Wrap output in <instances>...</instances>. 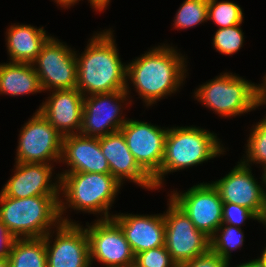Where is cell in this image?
Here are the masks:
<instances>
[{
  "label": "cell",
  "mask_w": 266,
  "mask_h": 267,
  "mask_svg": "<svg viewBox=\"0 0 266 267\" xmlns=\"http://www.w3.org/2000/svg\"><path fill=\"white\" fill-rule=\"evenodd\" d=\"M217 134L196 126L168 128L159 174L153 179L158 190L169 173L197 166L226 152Z\"/></svg>",
  "instance_id": "277c9868"
},
{
  "label": "cell",
  "mask_w": 266,
  "mask_h": 267,
  "mask_svg": "<svg viewBox=\"0 0 266 267\" xmlns=\"http://www.w3.org/2000/svg\"><path fill=\"white\" fill-rule=\"evenodd\" d=\"M8 260L10 267H47L44 237L15 238Z\"/></svg>",
  "instance_id": "603a6c76"
},
{
  "label": "cell",
  "mask_w": 266,
  "mask_h": 267,
  "mask_svg": "<svg viewBox=\"0 0 266 267\" xmlns=\"http://www.w3.org/2000/svg\"><path fill=\"white\" fill-rule=\"evenodd\" d=\"M43 91L75 89L77 84L76 51L51 36L32 63Z\"/></svg>",
  "instance_id": "9c48e42d"
},
{
  "label": "cell",
  "mask_w": 266,
  "mask_h": 267,
  "mask_svg": "<svg viewBox=\"0 0 266 267\" xmlns=\"http://www.w3.org/2000/svg\"><path fill=\"white\" fill-rule=\"evenodd\" d=\"M62 140L63 136L37 110L20 129L15 162L60 163Z\"/></svg>",
  "instance_id": "ba28073f"
},
{
  "label": "cell",
  "mask_w": 266,
  "mask_h": 267,
  "mask_svg": "<svg viewBox=\"0 0 266 267\" xmlns=\"http://www.w3.org/2000/svg\"><path fill=\"white\" fill-rule=\"evenodd\" d=\"M165 222V247L177 266L210 250V238L197 230L190 218L169 197Z\"/></svg>",
  "instance_id": "52a82bcc"
},
{
  "label": "cell",
  "mask_w": 266,
  "mask_h": 267,
  "mask_svg": "<svg viewBox=\"0 0 266 267\" xmlns=\"http://www.w3.org/2000/svg\"><path fill=\"white\" fill-rule=\"evenodd\" d=\"M90 3V6L96 11V12H102L109 6V3L111 0H88Z\"/></svg>",
  "instance_id": "d6a6232c"
},
{
  "label": "cell",
  "mask_w": 266,
  "mask_h": 267,
  "mask_svg": "<svg viewBox=\"0 0 266 267\" xmlns=\"http://www.w3.org/2000/svg\"><path fill=\"white\" fill-rule=\"evenodd\" d=\"M243 232L236 226L222 224L210 238V250L226 261L231 260V252L242 248L245 242Z\"/></svg>",
  "instance_id": "cb8c5ba5"
},
{
  "label": "cell",
  "mask_w": 266,
  "mask_h": 267,
  "mask_svg": "<svg viewBox=\"0 0 266 267\" xmlns=\"http://www.w3.org/2000/svg\"><path fill=\"white\" fill-rule=\"evenodd\" d=\"M264 172V177H265V182H266V168L263 170Z\"/></svg>",
  "instance_id": "f35d334b"
},
{
  "label": "cell",
  "mask_w": 266,
  "mask_h": 267,
  "mask_svg": "<svg viewBox=\"0 0 266 267\" xmlns=\"http://www.w3.org/2000/svg\"><path fill=\"white\" fill-rule=\"evenodd\" d=\"M244 32L241 24L228 28H218L213 36V47L220 54H236L243 47Z\"/></svg>",
  "instance_id": "83f0119b"
},
{
  "label": "cell",
  "mask_w": 266,
  "mask_h": 267,
  "mask_svg": "<svg viewBox=\"0 0 266 267\" xmlns=\"http://www.w3.org/2000/svg\"><path fill=\"white\" fill-rule=\"evenodd\" d=\"M169 197L190 218L195 228L211 238L222 225L223 201L211 183H199L187 191H171Z\"/></svg>",
  "instance_id": "7c38bea8"
},
{
  "label": "cell",
  "mask_w": 266,
  "mask_h": 267,
  "mask_svg": "<svg viewBox=\"0 0 266 267\" xmlns=\"http://www.w3.org/2000/svg\"><path fill=\"white\" fill-rule=\"evenodd\" d=\"M120 131L139 166L154 179L160 172L168 127L129 119Z\"/></svg>",
  "instance_id": "9a60e30c"
},
{
  "label": "cell",
  "mask_w": 266,
  "mask_h": 267,
  "mask_svg": "<svg viewBox=\"0 0 266 267\" xmlns=\"http://www.w3.org/2000/svg\"><path fill=\"white\" fill-rule=\"evenodd\" d=\"M60 162L69 169L58 174L66 173H110L107 159L102 154L99 138L81 134L67 135L62 140ZM70 166V167H69Z\"/></svg>",
  "instance_id": "d6986e66"
},
{
  "label": "cell",
  "mask_w": 266,
  "mask_h": 267,
  "mask_svg": "<svg viewBox=\"0 0 266 267\" xmlns=\"http://www.w3.org/2000/svg\"><path fill=\"white\" fill-rule=\"evenodd\" d=\"M258 260L262 267H266V247L263 249L261 256L258 257Z\"/></svg>",
  "instance_id": "8d00e7d4"
},
{
  "label": "cell",
  "mask_w": 266,
  "mask_h": 267,
  "mask_svg": "<svg viewBox=\"0 0 266 267\" xmlns=\"http://www.w3.org/2000/svg\"><path fill=\"white\" fill-rule=\"evenodd\" d=\"M251 128L249 139L245 144L246 155L241 161L247 166L252 165V163L259 164L264 170L266 168V121L262 119L253 124Z\"/></svg>",
  "instance_id": "484cf974"
},
{
  "label": "cell",
  "mask_w": 266,
  "mask_h": 267,
  "mask_svg": "<svg viewBox=\"0 0 266 267\" xmlns=\"http://www.w3.org/2000/svg\"><path fill=\"white\" fill-rule=\"evenodd\" d=\"M0 267H10L8 258H0Z\"/></svg>",
  "instance_id": "74e56055"
},
{
  "label": "cell",
  "mask_w": 266,
  "mask_h": 267,
  "mask_svg": "<svg viewBox=\"0 0 266 267\" xmlns=\"http://www.w3.org/2000/svg\"><path fill=\"white\" fill-rule=\"evenodd\" d=\"M43 92L39 76L30 63L0 64V95L24 96Z\"/></svg>",
  "instance_id": "7402d4cb"
},
{
  "label": "cell",
  "mask_w": 266,
  "mask_h": 267,
  "mask_svg": "<svg viewBox=\"0 0 266 267\" xmlns=\"http://www.w3.org/2000/svg\"><path fill=\"white\" fill-rule=\"evenodd\" d=\"M50 94L39 106L40 113L63 137L79 134L82 126L83 94L77 88L54 90Z\"/></svg>",
  "instance_id": "ac0fdd59"
},
{
  "label": "cell",
  "mask_w": 266,
  "mask_h": 267,
  "mask_svg": "<svg viewBox=\"0 0 266 267\" xmlns=\"http://www.w3.org/2000/svg\"><path fill=\"white\" fill-rule=\"evenodd\" d=\"M44 241L47 267H92L87 233L75 220L73 223L61 222L44 237Z\"/></svg>",
  "instance_id": "5bb4252c"
},
{
  "label": "cell",
  "mask_w": 266,
  "mask_h": 267,
  "mask_svg": "<svg viewBox=\"0 0 266 267\" xmlns=\"http://www.w3.org/2000/svg\"><path fill=\"white\" fill-rule=\"evenodd\" d=\"M115 41L110 28L94 33L84 52L76 51V88L84 97L126 90L127 64L122 63Z\"/></svg>",
  "instance_id": "7a4b0ae2"
},
{
  "label": "cell",
  "mask_w": 266,
  "mask_h": 267,
  "mask_svg": "<svg viewBox=\"0 0 266 267\" xmlns=\"http://www.w3.org/2000/svg\"><path fill=\"white\" fill-rule=\"evenodd\" d=\"M227 262L228 261L222 259L218 254L209 250L207 253L195 257L178 267H226Z\"/></svg>",
  "instance_id": "4dcf8cb0"
},
{
  "label": "cell",
  "mask_w": 266,
  "mask_h": 267,
  "mask_svg": "<svg viewBox=\"0 0 266 267\" xmlns=\"http://www.w3.org/2000/svg\"><path fill=\"white\" fill-rule=\"evenodd\" d=\"M260 184L252 175L251 166L241 160L224 177L212 181L223 203H232L252 210L264 223L266 215V182L262 172ZM264 187V188H263Z\"/></svg>",
  "instance_id": "4fadbf2b"
},
{
  "label": "cell",
  "mask_w": 266,
  "mask_h": 267,
  "mask_svg": "<svg viewBox=\"0 0 266 267\" xmlns=\"http://www.w3.org/2000/svg\"><path fill=\"white\" fill-rule=\"evenodd\" d=\"M112 218L119 224L133 253L139 254L152 248L165 246L163 214L134 215L116 213Z\"/></svg>",
  "instance_id": "ffe728a7"
},
{
  "label": "cell",
  "mask_w": 266,
  "mask_h": 267,
  "mask_svg": "<svg viewBox=\"0 0 266 267\" xmlns=\"http://www.w3.org/2000/svg\"><path fill=\"white\" fill-rule=\"evenodd\" d=\"M99 143L110 167V174L122 185L126 180L148 191L156 190L153 179L139 166L121 131L99 137Z\"/></svg>",
  "instance_id": "e0dca14e"
},
{
  "label": "cell",
  "mask_w": 266,
  "mask_h": 267,
  "mask_svg": "<svg viewBox=\"0 0 266 267\" xmlns=\"http://www.w3.org/2000/svg\"><path fill=\"white\" fill-rule=\"evenodd\" d=\"M229 265H230V262L228 261L226 267H230ZM234 267H262V266L257 258V259H252V261L250 260L245 263L244 262L240 263L237 266L235 265Z\"/></svg>",
  "instance_id": "e575fe53"
},
{
  "label": "cell",
  "mask_w": 266,
  "mask_h": 267,
  "mask_svg": "<svg viewBox=\"0 0 266 267\" xmlns=\"http://www.w3.org/2000/svg\"><path fill=\"white\" fill-rule=\"evenodd\" d=\"M133 267H178L165 246L152 248L135 255Z\"/></svg>",
  "instance_id": "f1b7e54d"
},
{
  "label": "cell",
  "mask_w": 266,
  "mask_h": 267,
  "mask_svg": "<svg viewBox=\"0 0 266 267\" xmlns=\"http://www.w3.org/2000/svg\"><path fill=\"white\" fill-rule=\"evenodd\" d=\"M251 219L263 224L262 220L252 210L232 203H223L222 224L241 228L246 223V220Z\"/></svg>",
  "instance_id": "f546056e"
},
{
  "label": "cell",
  "mask_w": 266,
  "mask_h": 267,
  "mask_svg": "<svg viewBox=\"0 0 266 267\" xmlns=\"http://www.w3.org/2000/svg\"><path fill=\"white\" fill-rule=\"evenodd\" d=\"M42 27L15 24L6 31V48L10 62L32 64L42 49L43 45L51 37Z\"/></svg>",
  "instance_id": "44dd1931"
},
{
  "label": "cell",
  "mask_w": 266,
  "mask_h": 267,
  "mask_svg": "<svg viewBox=\"0 0 266 267\" xmlns=\"http://www.w3.org/2000/svg\"><path fill=\"white\" fill-rule=\"evenodd\" d=\"M60 176L59 215L61 222L73 223L64 215L67 208L98 214L100 219L112 218L109 210L122 184L110 173H66ZM63 195V196H62ZM64 197V199H63ZM62 198V199H61Z\"/></svg>",
  "instance_id": "3957f363"
},
{
  "label": "cell",
  "mask_w": 266,
  "mask_h": 267,
  "mask_svg": "<svg viewBox=\"0 0 266 267\" xmlns=\"http://www.w3.org/2000/svg\"><path fill=\"white\" fill-rule=\"evenodd\" d=\"M266 105V84L261 88L257 97V107ZM266 121V115L263 118Z\"/></svg>",
  "instance_id": "836d02e7"
},
{
  "label": "cell",
  "mask_w": 266,
  "mask_h": 267,
  "mask_svg": "<svg viewBox=\"0 0 266 267\" xmlns=\"http://www.w3.org/2000/svg\"><path fill=\"white\" fill-rule=\"evenodd\" d=\"M184 56L168 43L149 49L127 64L126 92L130 93L131 81L147 108L163 97L175 94L188 76Z\"/></svg>",
  "instance_id": "6da1fadb"
},
{
  "label": "cell",
  "mask_w": 266,
  "mask_h": 267,
  "mask_svg": "<svg viewBox=\"0 0 266 267\" xmlns=\"http://www.w3.org/2000/svg\"><path fill=\"white\" fill-rule=\"evenodd\" d=\"M130 97L126 90L85 96L79 134L99 138L120 131L128 120L121 115L123 104L132 105Z\"/></svg>",
  "instance_id": "30bf717a"
},
{
  "label": "cell",
  "mask_w": 266,
  "mask_h": 267,
  "mask_svg": "<svg viewBox=\"0 0 266 267\" xmlns=\"http://www.w3.org/2000/svg\"><path fill=\"white\" fill-rule=\"evenodd\" d=\"M59 199L60 196L18 199L0 192V220L14 238L45 237L61 223Z\"/></svg>",
  "instance_id": "5b68a950"
},
{
  "label": "cell",
  "mask_w": 266,
  "mask_h": 267,
  "mask_svg": "<svg viewBox=\"0 0 266 267\" xmlns=\"http://www.w3.org/2000/svg\"><path fill=\"white\" fill-rule=\"evenodd\" d=\"M240 5L230 1L208 0V21L212 20L219 28H228L243 22Z\"/></svg>",
  "instance_id": "4316f807"
},
{
  "label": "cell",
  "mask_w": 266,
  "mask_h": 267,
  "mask_svg": "<svg viewBox=\"0 0 266 267\" xmlns=\"http://www.w3.org/2000/svg\"><path fill=\"white\" fill-rule=\"evenodd\" d=\"M91 266L95 261L104 267H133L135 254L123 230L113 219H97L86 223Z\"/></svg>",
  "instance_id": "8fae6325"
},
{
  "label": "cell",
  "mask_w": 266,
  "mask_h": 267,
  "mask_svg": "<svg viewBox=\"0 0 266 267\" xmlns=\"http://www.w3.org/2000/svg\"><path fill=\"white\" fill-rule=\"evenodd\" d=\"M15 238L0 220V258H8Z\"/></svg>",
  "instance_id": "1f68e13d"
},
{
  "label": "cell",
  "mask_w": 266,
  "mask_h": 267,
  "mask_svg": "<svg viewBox=\"0 0 266 267\" xmlns=\"http://www.w3.org/2000/svg\"><path fill=\"white\" fill-rule=\"evenodd\" d=\"M79 1L80 0H54V2H56L57 5L65 9L71 8V6H74V4L79 3Z\"/></svg>",
  "instance_id": "d590c367"
},
{
  "label": "cell",
  "mask_w": 266,
  "mask_h": 267,
  "mask_svg": "<svg viewBox=\"0 0 266 267\" xmlns=\"http://www.w3.org/2000/svg\"><path fill=\"white\" fill-rule=\"evenodd\" d=\"M54 164L17 163L14 175L4 184L1 192L6 197L28 198L33 196H60V176L53 182ZM57 179V180H56Z\"/></svg>",
  "instance_id": "2e32d148"
},
{
  "label": "cell",
  "mask_w": 266,
  "mask_h": 267,
  "mask_svg": "<svg viewBox=\"0 0 266 267\" xmlns=\"http://www.w3.org/2000/svg\"><path fill=\"white\" fill-rule=\"evenodd\" d=\"M208 21V0H185L174 17L177 30L193 28Z\"/></svg>",
  "instance_id": "d4e9b609"
},
{
  "label": "cell",
  "mask_w": 266,
  "mask_h": 267,
  "mask_svg": "<svg viewBox=\"0 0 266 267\" xmlns=\"http://www.w3.org/2000/svg\"><path fill=\"white\" fill-rule=\"evenodd\" d=\"M263 78V83L257 85L235 73L223 72L196 88L194 98L220 117L240 116L258 108L257 97L265 84Z\"/></svg>",
  "instance_id": "8992f818"
},
{
  "label": "cell",
  "mask_w": 266,
  "mask_h": 267,
  "mask_svg": "<svg viewBox=\"0 0 266 267\" xmlns=\"http://www.w3.org/2000/svg\"><path fill=\"white\" fill-rule=\"evenodd\" d=\"M263 225L266 227V215H265V221H264Z\"/></svg>",
  "instance_id": "ab89813d"
}]
</instances>
